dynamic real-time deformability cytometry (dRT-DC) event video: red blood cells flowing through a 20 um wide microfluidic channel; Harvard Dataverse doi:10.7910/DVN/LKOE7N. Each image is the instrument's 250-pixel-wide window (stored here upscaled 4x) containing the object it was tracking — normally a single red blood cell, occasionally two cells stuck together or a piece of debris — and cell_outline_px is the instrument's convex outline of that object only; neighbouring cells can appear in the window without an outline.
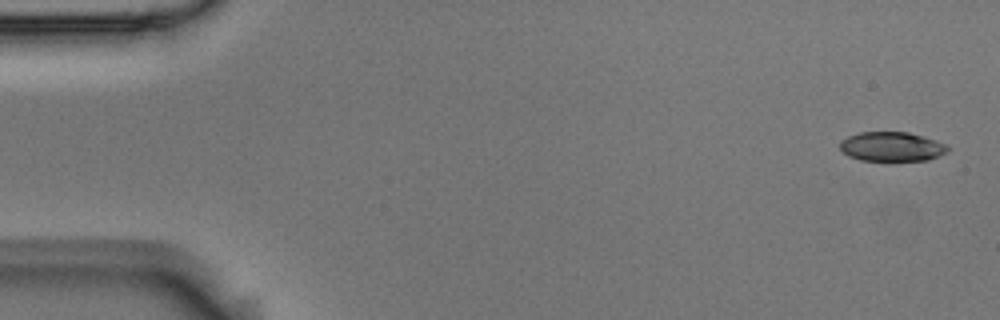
{"species": "Egyptian fruit bat (a non-hibernating species)", "species_latin": "Rousettus aegyptiacus", "temperature_condition": "room temperature", "stored_images_in_passage": 4, "camera_frame_rate_fps": 3000, "um_per_image_px": 0.085, "animal": {"sex": "male"}, "frame": {"image": 1, "passage_image": 1, "time_ms": 0.0, "image_size_px": [1000, 320], "cell_outline_px": [[948, 152], [928, 160], [860, 160], [848, 156], [840, 148], [840, 140], [848, 136], [860, 132], [908, 132], [924, 136], [948, 144]], "centroid_in_image_um": [75.81, 12.45], "position_along_channel_um": 9.2, "area_um2": 18.5}}